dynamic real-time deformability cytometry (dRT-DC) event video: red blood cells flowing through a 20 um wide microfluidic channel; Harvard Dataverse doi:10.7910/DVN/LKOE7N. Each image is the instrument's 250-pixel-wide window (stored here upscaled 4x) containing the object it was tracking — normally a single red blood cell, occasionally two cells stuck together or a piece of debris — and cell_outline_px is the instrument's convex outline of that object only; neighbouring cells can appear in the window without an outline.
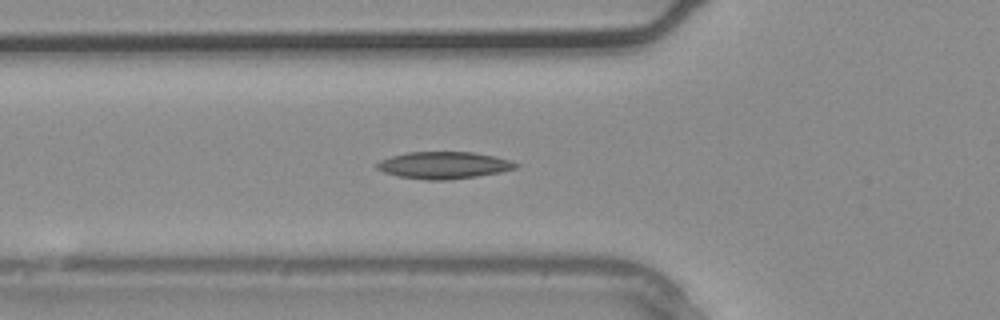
{"species": "common noctule bat (a hibernating species)", "species_latin": "Nyctalus noctula", "temperature_condition": "warm", "stored_images_in_passage": 28, "camera_frame_rate_fps": 3000, "um_per_image_px": 0.085, "animal": {"sex": "male", "body_mass_g": 20.4}, "frame": {"image": 1, "passage_image": 5, "time_ms": 1.333, "image_size_px": [1000, 320], "cell_outline_px": [[520, 164], [516, 168], [500, 172], [476, 176], [448, 180], [428, 180], [400, 176], [384, 172], [376, 168], [376, 164], [380, 160], [392, 156], [408, 152], [472, 152], [512, 160]], "centroid_in_image_um": [37.74, 14.04], "position_along_channel_um": 88.1, "area_um2": 21.68}}